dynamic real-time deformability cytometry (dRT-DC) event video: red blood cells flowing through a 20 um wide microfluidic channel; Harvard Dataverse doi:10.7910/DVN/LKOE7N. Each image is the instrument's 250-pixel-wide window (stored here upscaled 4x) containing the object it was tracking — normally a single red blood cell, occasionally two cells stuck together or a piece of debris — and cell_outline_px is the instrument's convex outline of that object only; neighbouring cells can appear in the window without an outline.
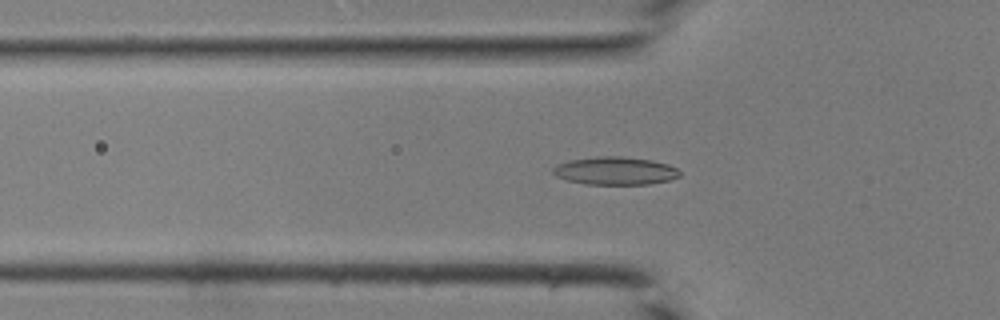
{"species": "common noctule bat (a hibernating species)", "species_latin": "Nyctalus noctula", "temperature_condition": "room temperature", "stored_images_in_passage": 32, "segment_of_instrument_passage": [1, 2], "camera_frame_rate_fps": 3000, "um_per_image_px": 0.085, "animal": {"sex": "male", "body_mass_g": 19.0, "forearm_length_mm": 50.8}, "frame": {"image": 1, "passage_image": 3, "time_ms": 0.667, "image_size_px": [1000, 320], "cell_outline_px": [[680, 176], [668, 180], [648, 184], [584, 184], [568, 180], [556, 176], [552, 172], [552, 168], [556, 164], [568, 160], [600, 156], [620, 156], [652, 160], [668, 164], [676, 168], [680, 172]], "centroid_in_image_um": [52.26, 14.51], "position_along_channel_um": 73.5, "area_um2": 20.63}}
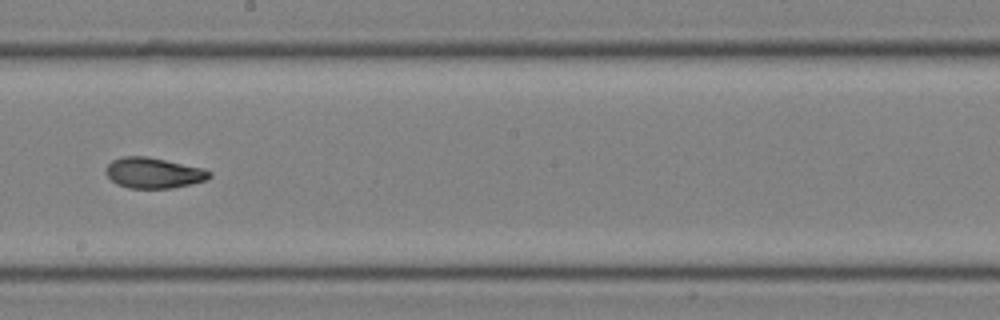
{"frame": {"image": 2, "passage_image": 13, "time_ms": 4.0, "image_size_px": [1000, 320], "cell_outline_px": [[212, 176], [208, 180], [172, 188], [128, 188], [116, 184], [104, 172], [108, 164], [112, 160], [120, 156], [148, 156], [204, 168], [212, 172]], "centroid_in_image_um": [13.06, 14.69], "position_along_channel_um": 235.1, "area_um2": 18.73}}
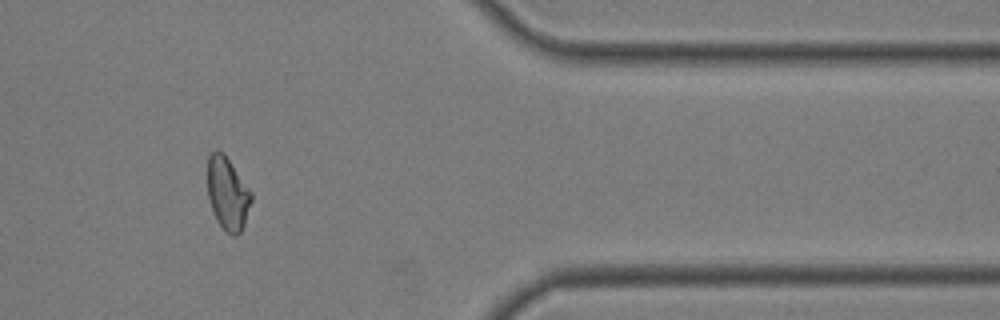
{"frame": {"image": 3, "passage_image": 24, "time_ms": 7.667, "image_size_px": [1000, 320], "cell_outline_px": [[252, 200], [244, 224], [240, 232], [236, 236], [232, 236], [216, 220], [208, 196], [208, 156], [216, 148], [224, 152], [252, 192]], "centroid_in_image_um": [19.35, 16.41], "position_along_channel_um": 392.0, "area_um2": 18.55}}